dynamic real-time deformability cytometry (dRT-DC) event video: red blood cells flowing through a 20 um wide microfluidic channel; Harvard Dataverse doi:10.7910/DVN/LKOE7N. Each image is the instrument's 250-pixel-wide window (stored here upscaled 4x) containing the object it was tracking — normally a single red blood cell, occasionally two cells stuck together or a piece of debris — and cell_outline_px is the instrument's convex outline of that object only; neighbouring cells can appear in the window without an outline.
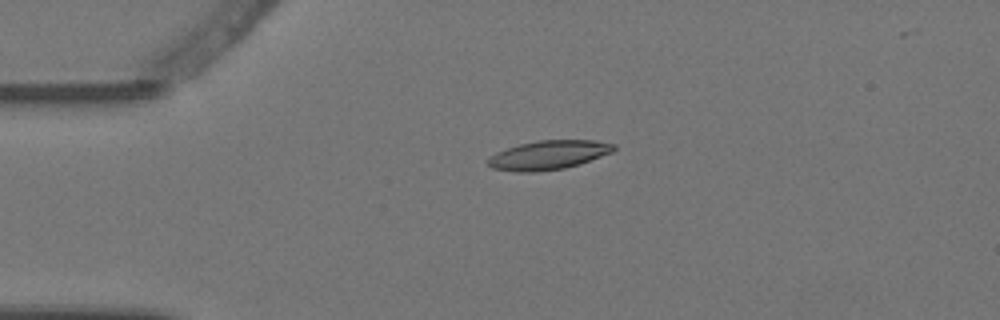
{"species": "Egyptian fruit bat (a non-hibernating species)", "species_latin": "Rousettus aegyptiacus", "temperature_condition": "warm", "stored_images_in_passage": 5, "camera_frame_rate_fps": 3000, "um_per_image_px": 0.085, "animal": {"sex": "female"}, "frame": {"image": 1, "passage_image": 4, "time_ms": 1.0, "image_size_px": [1000, 320], "cell_outline_px": [[616, 148], [612, 152], [564, 168], [532, 172], [516, 172], [492, 168], [488, 164], [488, 160], [496, 152], [520, 144], [540, 140], [596, 140], [616, 144]], "centroid_in_image_um": [46.62, 13.17], "position_along_channel_um": 38.4, "area_um2": 20.92}}